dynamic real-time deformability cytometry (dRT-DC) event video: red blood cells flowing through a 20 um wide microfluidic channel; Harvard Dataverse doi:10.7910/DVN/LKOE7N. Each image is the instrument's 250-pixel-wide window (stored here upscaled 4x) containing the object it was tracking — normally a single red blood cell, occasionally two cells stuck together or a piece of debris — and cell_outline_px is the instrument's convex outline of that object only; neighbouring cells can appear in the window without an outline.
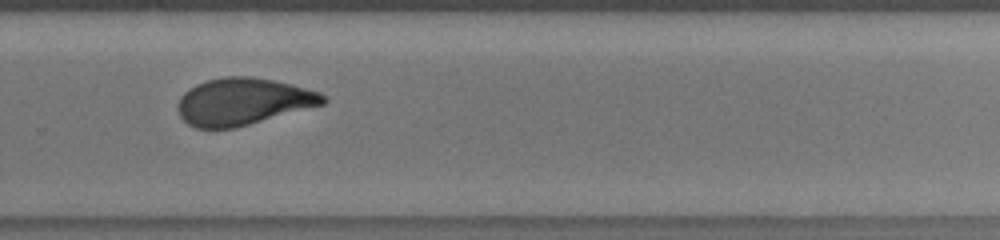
{"species": "human", "species_latin": "Homo sapiens", "temperature_condition": "room temperature", "stored_images_in_passage": 27, "camera_frame_rate_fps": 3000, "um_per_image_px": 0.085, "donor": {"sex": "male"}, "frame": {"image": 1, "passage_image": 20, "time_ms": 10.333, "image_size_px": [1000, 240], "cell_outline_px": [[328, 100], [324, 104], [236, 128], [196, 128], [188, 124], [180, 116], [176, 108], [180, 96], [188, 88], [196, 84], [208, 80], [224, 76], [248, 76], [272, 80], [320, 92]], "centroid_in_image_um": [20.62, 8.64], "position_along_channel_um": 309.2, "area_um2": 39.71}}